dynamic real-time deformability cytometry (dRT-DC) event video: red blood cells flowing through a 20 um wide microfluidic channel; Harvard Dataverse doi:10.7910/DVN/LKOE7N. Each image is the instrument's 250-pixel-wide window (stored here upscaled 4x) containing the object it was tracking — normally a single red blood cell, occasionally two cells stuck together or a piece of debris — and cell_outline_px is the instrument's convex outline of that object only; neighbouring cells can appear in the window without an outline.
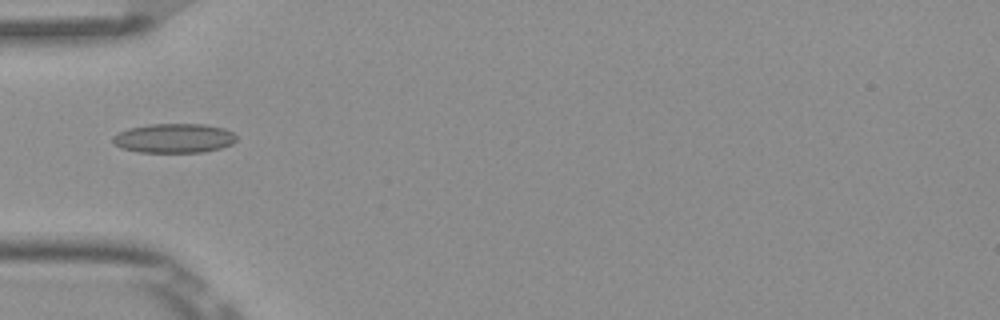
{"species": "Egyptian fruit bat (a non-hibernating species)", "species_latin": "Rousettus aegyptiacus", "temperature_condition": "room temperature", "stored_images_in_passage": 5, "camera_frame_rate_fps": 3000, "um_per_image_px": 0.085, "frame": {"image": 1, "passage_image": 5, "time_ms": 1.333, "image_size_px": [1000, 320], "cell_outline_px": [[236, 140], [232, 144], [220, 148], [204, 152], [136, 152], [120, 148], [112, 140], [112, 136], [128, 128], [148, 124], [204, 124], [224, 128], [232, 132], [236, 136]], "centroid_in_image_um": [14.78, 11.75], "position_along_channel_um": 70.2, "area_um2": 21.21}}